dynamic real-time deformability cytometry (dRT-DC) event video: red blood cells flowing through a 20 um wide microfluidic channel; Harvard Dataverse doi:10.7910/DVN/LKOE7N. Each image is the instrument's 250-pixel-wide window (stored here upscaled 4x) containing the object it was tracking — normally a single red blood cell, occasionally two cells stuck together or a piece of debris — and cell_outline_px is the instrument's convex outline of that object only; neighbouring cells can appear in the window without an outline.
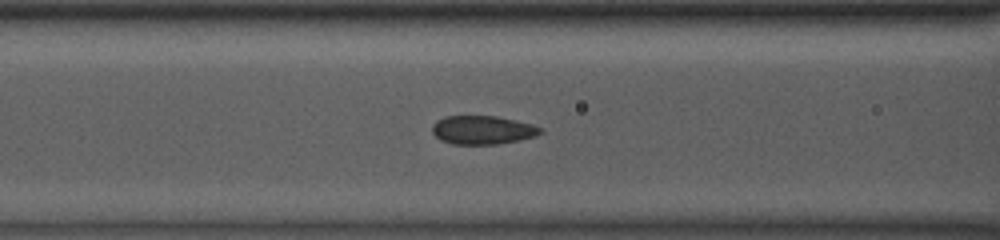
{"species": "common noctule bat (a hibernating species)", "species_latin": "Nyctalus noctula", "temperature_condition": "room temperature", "stored_images_in_passage": 42, "camera_frame_rate_fps": 3000, "um_per_image_px": 0.085, "animal": {"sex": "male", "body_mass_g": 13.0, "forearm_length_mm": 53.1}, "frame": {"image": 1, "passage_image": 12, "time_ms": 3.667, "image_size_px": [1000, 240], "cell_outline_px": [[544, 132], [536, 136], [520, 140], [496, 144], [452, 144], [440, 140], [432, 132], [432, 124], [436, 120], [444, 116], [496, 116], [516, 120], [532, 124], [544, 128]], "centroid_in_image_um": [41.04, 11.04], "position_along_channel_um": 125.6, "area_um2": 18.26}}
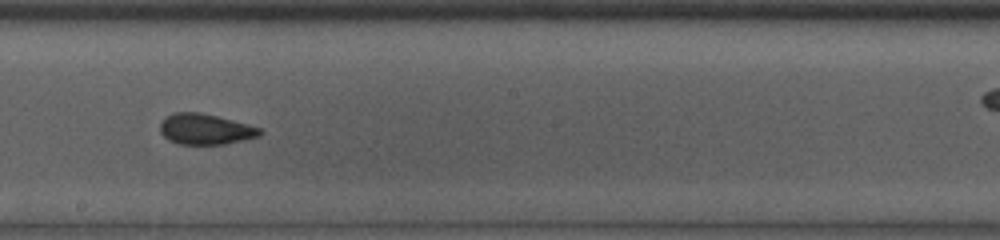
{"frame": {"image": 2, "passage_image": 20, "time_ms": 6.333, "image_size_px": [1000, 240], "cell_outline_px": [[264, 132], [260, 136], [224, 144], [180, 144], [168, 140], [160, 132], [160, 124], [172, 112], [200, 112], [248, 124], [260, 128]], "centroid_in_image_um": [17.46, 10.98], "position_along_channel_um": 230.7, "area_um2": 17.74}}
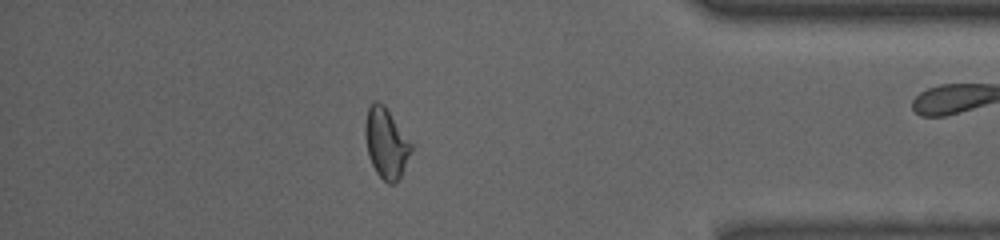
{"frame": {"image": 3, "passage_image": 35, "time_ms": 11.333, "image_size_px": [1000, 240], "cell_outline_px": [[412, 152], [396, 184], [388, 184], [376, 172], [368, 156], [364, 136], [364, 124], [368, 108], [372, 100], [376, 100], [384, 104], [412, 144]], "centroid_in_image_um": [32.8, 12.15], "position_along_channel_um": 402.4, "area_um2": 18.96}, "authors_computed_cell_mechanics": {"area_um2": 18.1781, "velocity_mm_per_s": 3.9317, "shape_relaxation_time_tau1_ms": 4.5136, "shape_relaxation_time_tau2_ms": 1.3313, "deformation_change_tau1": 0.0982, "deformation_change_tau2": 0.0579}}